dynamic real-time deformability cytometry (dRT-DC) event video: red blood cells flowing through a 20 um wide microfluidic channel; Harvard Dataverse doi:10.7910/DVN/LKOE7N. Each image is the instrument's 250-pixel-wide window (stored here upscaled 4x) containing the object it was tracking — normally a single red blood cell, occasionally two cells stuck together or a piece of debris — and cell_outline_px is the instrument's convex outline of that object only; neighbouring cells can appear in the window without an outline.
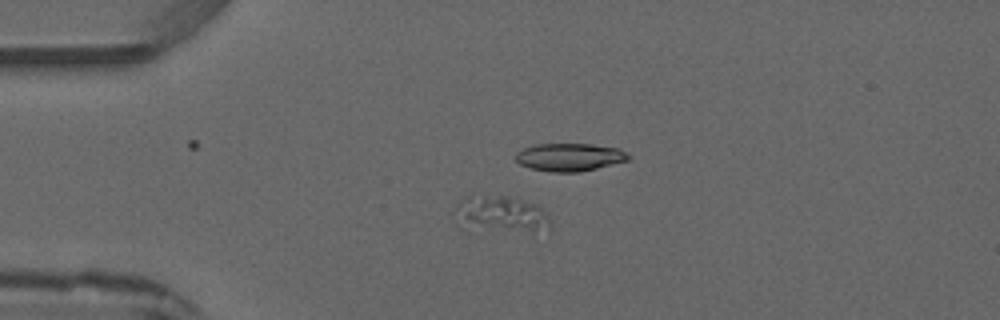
{"species": "common noctule bat (a hibernating species)", "species_latin": "Nyctalus noctula", "temperature_condition": "warm", "stored_images_in_passage": 4, "camera_frame_rate_fps": 3000, "um_per_image_px": 0.085, "animal": {"sex": "male", "forearm_length_mm": 52.5}, "frame": {"image": 1, "passage_image": 3, "time_ms": 2.333, "image_size_px": [1000, 320], "cell_outline_px": [[552, 228], [548, 232], [532, 232], [472, 224], [464, 216], [468, 196], [504, 196], [536, 204], [552, 220]], "centroid_in_image_um": [43.08, 18.19], "position_along_channel_um": 41.9, "area_um2": 17.34}}
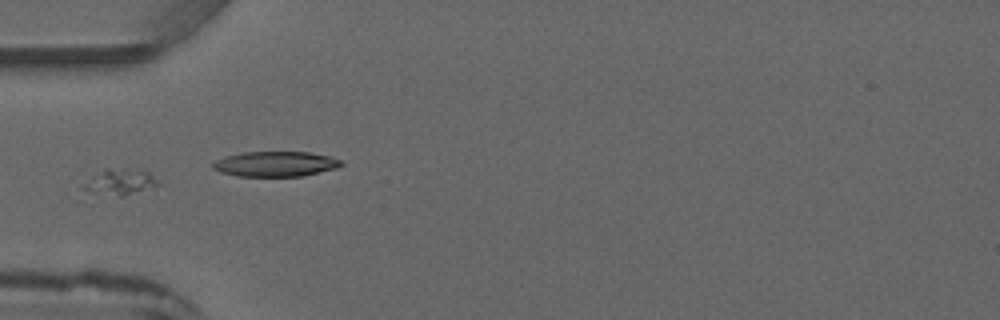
{"frame": {"image": 2, "passage_image": 4, "time_ms": 3.667, "image_size_px": [1000, 320], "cell_outline_px": [[160, 184], [156, 188], [124, 196], [76, 200], [76, 188], [80, 184], [104, 168], [124, 168], [148, 172]], "centroid_in_image_um": [9.82, 15.62], "position_along_channel_um": 75.2, "area_um2": 13.35}}